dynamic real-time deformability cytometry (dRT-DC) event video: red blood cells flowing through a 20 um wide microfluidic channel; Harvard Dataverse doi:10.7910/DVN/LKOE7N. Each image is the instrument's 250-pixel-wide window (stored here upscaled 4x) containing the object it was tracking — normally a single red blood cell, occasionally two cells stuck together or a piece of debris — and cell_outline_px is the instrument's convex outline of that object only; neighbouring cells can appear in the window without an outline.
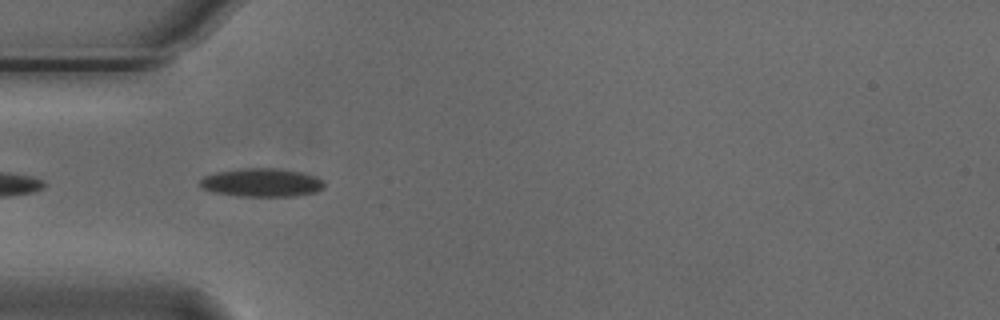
{"species": "Egyptian fruit bat (a non-hibernating species)", "species_latin": "Rousettus aegyptiacus", "temperature_condition": "cold", "stored_images_in_passage": 27, "camera_frame_rate_fps": 3000, "um_per_image_px": 0.085, "animal": {"sex": "male"}, "frame": {"image": 1, "passage_image": 2, "time_ms": 0.333, "image_size_px": [1000, 320], "cell_outline_px": [[324, 188], [316, 192], [296, 196], [236, 196], [216, 192], [204, 188], [200, 184], [200, 180], [204, 176], [216, 172], [244, 168], [276, 168], [304, 172], [316, 176], [324, 180]], "centroid_in_image_um": [22.31, 15.51], "position_along_channel_um": 62.7, "area_um2": 20.63}}
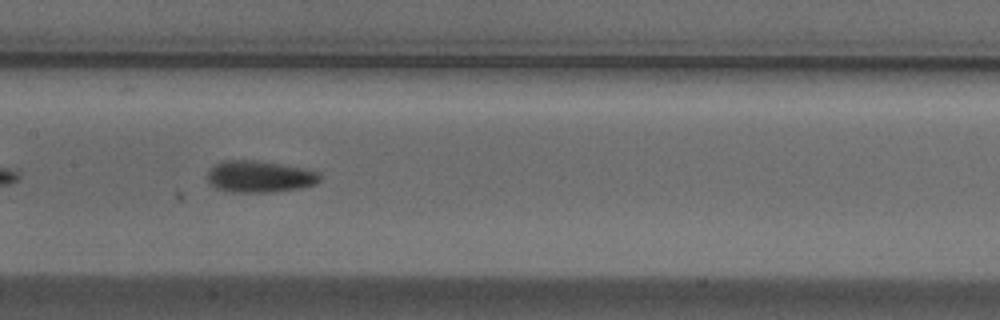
{"frame": {"image": 2, "passage_image": 12, "time_ms": 3.667, "image_size_px": [1000, 320], "cell_outline_px": [[320, 180], [316, 184], [300, 188], [272, 192], [232, 192], [216, 188], [208, 180], [208, 168], [224, 160], [256, 160], [308, 168], [320, 172]], "centroid_in_image_um": [22.1, 15.0], "position_along_channel_um": 185.3, "area_um2": 20.98}}
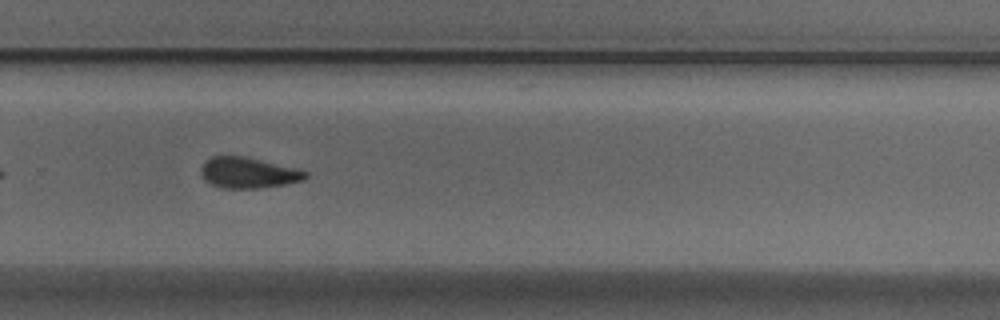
{"frame": {"image": 3, "passage_image": 22, "time_ms": 7.0, "image_size_px": [1000, 320], "cell_outline_px": [[308, 176], [304, 180], [284, 184], [260, 188], [224, 188], [212, 184], [204, 180], [200, 172], [200, 168], [204, 160], [212, 156], [244, 156], [300, 168], [308, 172]], "centroid_in_image_um": [21.11, 14.67], "position_along_channel_um": 308.7, "area_um2": 19.02}, "authors_computed_cell_mechanics": {"area_um2": 19.7098, "velocity_mm_per_s": 3.7134, "shape_relaxation_time_tau1_ms": 3.1368, "shape_relaxation_time_tau2_ms": 3.3596, "deformation_change_tau1": 0.1206, "deformation_change_tau2": 0.0961}}